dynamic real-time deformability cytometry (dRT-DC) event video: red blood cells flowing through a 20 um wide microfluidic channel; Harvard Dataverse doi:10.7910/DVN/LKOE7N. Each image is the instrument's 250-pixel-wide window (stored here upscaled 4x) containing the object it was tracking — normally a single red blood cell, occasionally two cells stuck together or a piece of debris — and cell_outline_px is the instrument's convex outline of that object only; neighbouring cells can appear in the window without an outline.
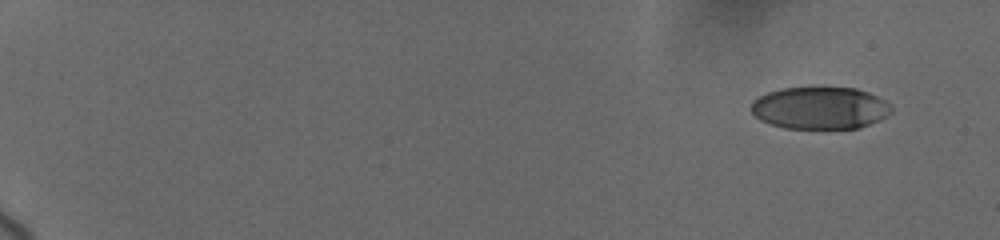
{"species": "human", "species_latin": "Homo sapiens", "temperature_condition": "cold", "stored_images_in_passage": 81, "camera_frame_rate_fps": 3000, "um_per_image_px": 0.085, "donor": {"sex": "female"}, "frame": {"image": 1, "passage_image": 1, "time_ms": 0.0, "image_size_px": [1000, 240], "cell_outline_px": [[892, 112], [888, 116], [880, 120], [860, 128], [784, 128], [760, 120], [748, 108], [752, 100], [768, 92], [780, 88], [856, 88], [868, 92], [892, 104]], "centroid_in_image_um": [69.71, 9.18], "position_along_channel_um": 15.3, "area_um2": 34.68}}
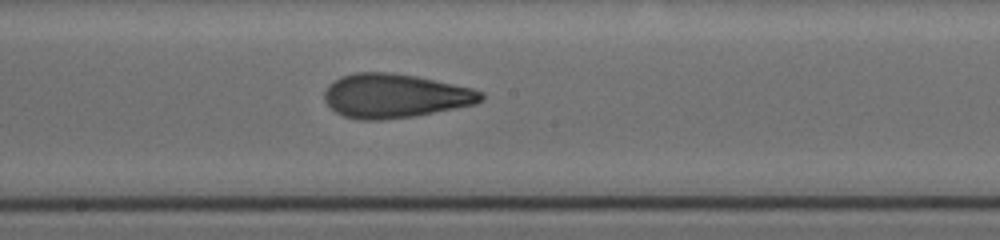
{"frame": {"image": 2, "passage_image": 42, "time_ms": 10.333, "image_size_px": [1000, 240], "cell_outline_px": [[484, 100], [476, 104], [416, 116], [380, 120], [360, 120], [344, 116], [336, 112], [324, 100], [324, 92], [328, 84], [340, 76], [356, 72], [392, 72], [416, 76], [472, 88], [484, 92]], "centroid_in_image_um": [33.57, 8.14], "position_along_channel_um": 214.6, "area_um2": 40.46}}
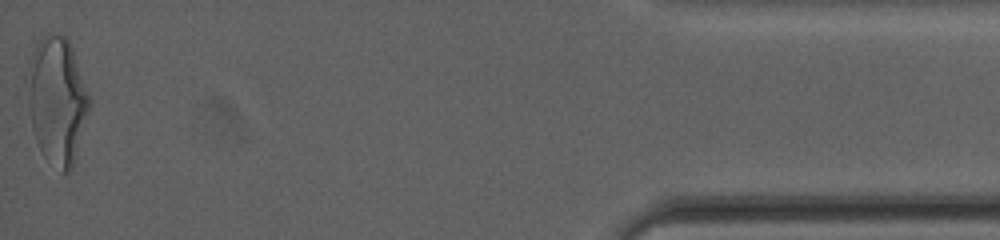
{"frame": {"image": 3, "passage_image": 80, "time_ms": 18.0, "image_size_px": [1000, 240], "cell_outline_px": [[92, 104], [72, 168], [68, 172], [64, 172], [44, 156], [36, 140], [32, 128], [28, 104], [28, 100], [32, 52], [36, 44], [48, 32], [60, 32], [68, 40], [72, 48], [92, 100]], "centroid_in_image_um": [4.91, 8.51], "position_along_channel_um": 430.3, "area_um2": 45.32}, "authors_computed_cell_mechanics": {"area_um2": 39.4196, "velocity_mm_per_s": 3.7169, "shape_relaxation_time_tau1_ms": 6.0968, "shape_relaxation_time_tau2_ms": 1.121, "deformation_change_tau1": 0.2223, "deformation_change_tau2": 0.0851}}